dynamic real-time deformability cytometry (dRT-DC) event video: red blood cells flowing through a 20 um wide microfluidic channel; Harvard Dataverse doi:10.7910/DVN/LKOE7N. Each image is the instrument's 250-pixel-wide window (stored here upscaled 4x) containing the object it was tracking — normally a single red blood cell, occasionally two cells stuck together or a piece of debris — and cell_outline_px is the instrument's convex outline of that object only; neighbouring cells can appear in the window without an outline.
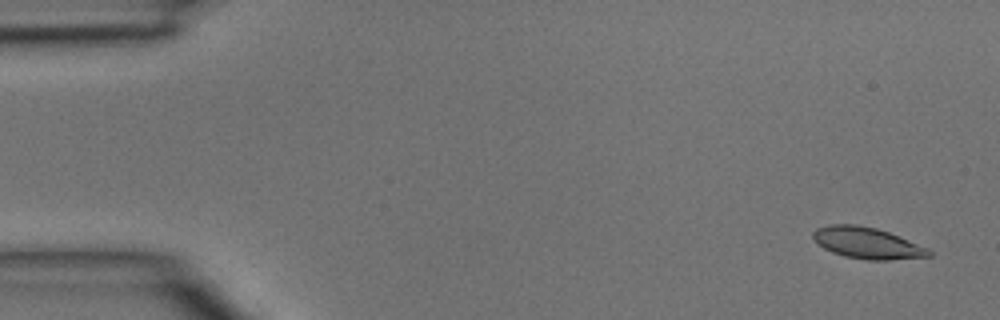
{"species": "common noctule bat (a hibernating species)", "species_latin": "Nyctalus noctula", "temperature_condition": "room temperature", "stored_images_in_passage": 5, "camera_frame_rate_fps": 3000, "um_per_image_px": 0.085, "animal": {"sex": "male", "body_mass_g": 15.6}, "frame": {"image": 1, "passage_image": 1, "time_ms": 0.0, "image_size_px": [1000, 320], "cell_outline_px": [[932, 256], [888, 260], [868, 260], [844, 256], [832, 252], [824, 248], [812, 236], [812, 232], [816, 228], [828, 224], [856, 224], [876, 228], [888, 232], [928, 248], [932, 252]], "centroid_in_image_um": [73.7, 20.65], "position_along_channel_um": 11.3, "area_um2": 21.04}}